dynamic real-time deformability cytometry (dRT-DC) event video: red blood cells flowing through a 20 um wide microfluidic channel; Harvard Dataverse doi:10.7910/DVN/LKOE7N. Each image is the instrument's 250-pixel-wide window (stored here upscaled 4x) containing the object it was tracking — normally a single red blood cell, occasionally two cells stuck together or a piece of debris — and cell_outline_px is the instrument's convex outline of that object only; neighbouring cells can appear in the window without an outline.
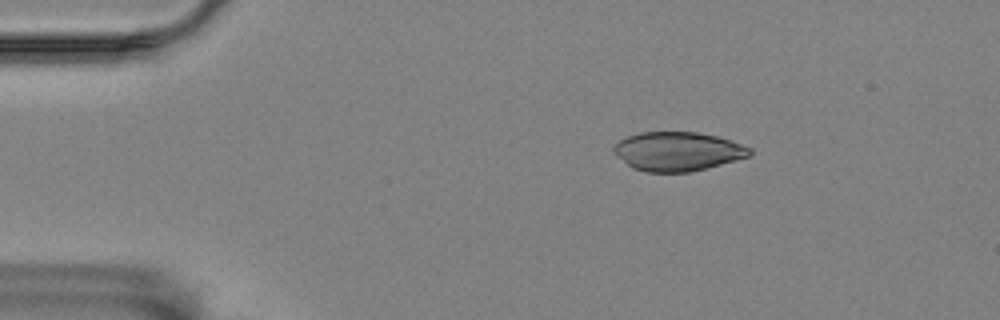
{"species": "Egyptian fruit bat (a non-hibernating species)", "species_latin": "Rousettus aegyptiacus", "temperature_condition": "room temperature", "stored_images_in_passage": 6, "camera_frame_rate_fps": 3000, "um_per_image_px": 0.085, "animal": {"sex": "female"}, "frame": {"image": 1, "passage_image": 3, "time_ms": 2.333, "image_size_px": [1000, 320], "cell_outline_px": [[752, 156], [688, 172], [644, 172], [632, 168], [612, 152], [612, 148], [620, 140], [628, 136], [640, 132], [696, 132], [716, 136], [732, 140], [752, 148]], "centroid_in_image_um": [57.61, 12.86], "position_along_channel_um": 27.4, "area_um2": 30.92}}
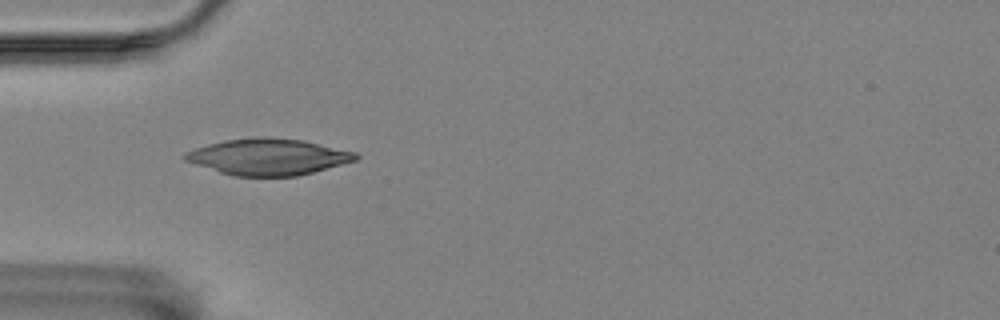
{"frame": {"image": 2, "passage_image": 5, "time_ms": 5.0, "image_size_px": [1000, 320], "cell_outline_px": [[360, 156], [356, 160], [312, 172], [296, 176], [232, 176], [184, 160], [180, 156], [184, 152], [208, 144], [224, 140], [252, 136], [268, 136], [304, 140], [356, 152]], "centroid_in_image_um": [22.77, 13.31], "position_along_channel_um": 62.2, "area_um2": 36.3}}